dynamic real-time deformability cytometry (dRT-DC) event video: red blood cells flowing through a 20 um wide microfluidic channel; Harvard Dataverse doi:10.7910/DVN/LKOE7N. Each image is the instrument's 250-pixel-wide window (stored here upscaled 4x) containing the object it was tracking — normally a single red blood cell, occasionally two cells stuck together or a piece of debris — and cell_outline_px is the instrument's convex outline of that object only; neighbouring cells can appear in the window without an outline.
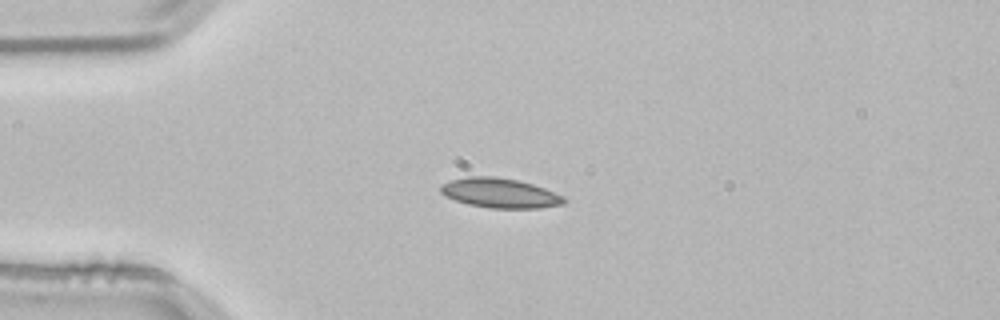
{"species": "common noctule bat (a hibernating species)", "species_latin": "Nyctalus noctula", "temperature_condition": "room temperature", "stored_images_in_passage": 41, "camera_frame_rate_fps": 3000, "um_per_image_px": 0.085, "animal": {"sex": "male", "body_mass_g": 21.5, "forearm_length_mm": 52.0}, "frame": {"image": 1, "passage_image": 1, "time_ms": 0.0, "image_size_px": [1000, 320], "cell_outline_px": [[568, 200], [564, 204], [540, 208], [488, 208], [468, 204], [444, 196], [440, 192], [440, 184], [452, 180], [468, 176], [496, 176], [520, 180], [544, 188], [564, 196]], "centroid_in_image_um": [42.5, 16.4], "position_along_channel_um": 42.5, "area_um2": 21.56}}
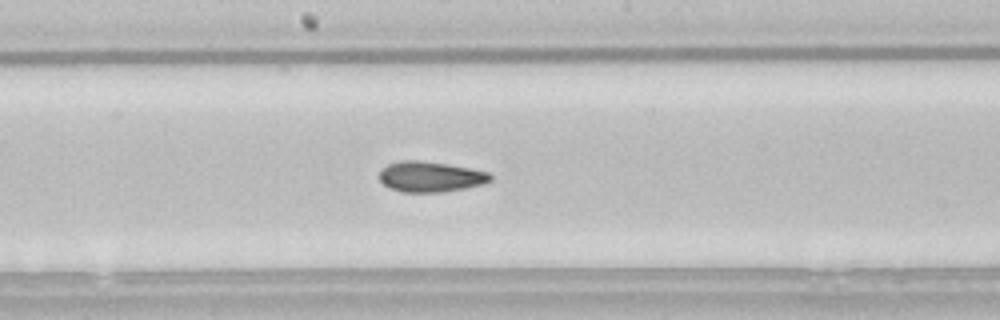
{"frame": {"image": 2, "passage_image": 16, "time_ms": 5.0, "image_size_px": [1000, 320], "cell_outline_px": [[492, 180], [484, 184], [444, 192], [404, 192], [392, 188], [384, 184], [380, 180], [380, 172], [388, 164], [400, 160], [420, 160], [448, 164], [488, 172], [492, 176]], "centroid_in_image_um": [36.61, 15.01], "position_along_channel_um": 211.6, "area_um2": 19.59}}
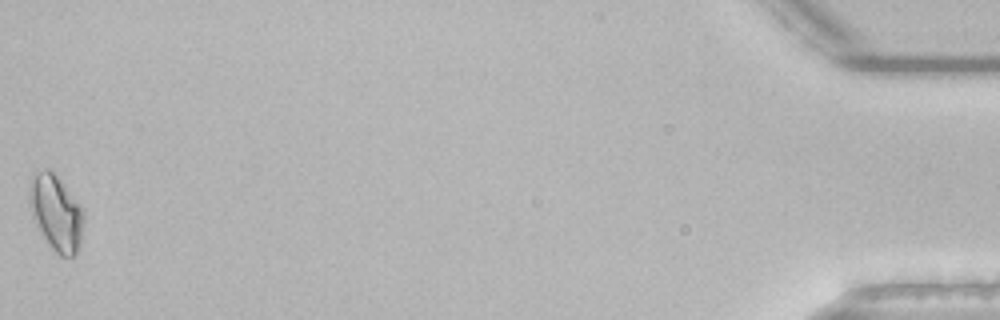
{"frame": {"image": 3, "passage_image": 41, "time_ms": 13.333, "image_size_px": [1000, 320], "cell_outline_px": [[84, 224], [80, 244], [76, 252], [72, 256], [60, 256], [48, 244], [36, 224], [32, 216], [28, 200], [28, 196], [32, 180], [36, 172], [52, 172], [56, 176], [84, 208]], "centroid_in_image_um": [4.8, 18.14], "position_along_channel_um": 430.4, "area_um2": 23.52}, "authors_computed_cell_mechanics": {"area_um2": 19.652, "velocity_mm_per_s": 3.8375, "shape_relaxation_time_tau1_ms": null, "shape_relaxation_time_tau2_ms": 4.5742, "deformation_change_tau1": null, "deformation_change_tau2": 0.0743}}